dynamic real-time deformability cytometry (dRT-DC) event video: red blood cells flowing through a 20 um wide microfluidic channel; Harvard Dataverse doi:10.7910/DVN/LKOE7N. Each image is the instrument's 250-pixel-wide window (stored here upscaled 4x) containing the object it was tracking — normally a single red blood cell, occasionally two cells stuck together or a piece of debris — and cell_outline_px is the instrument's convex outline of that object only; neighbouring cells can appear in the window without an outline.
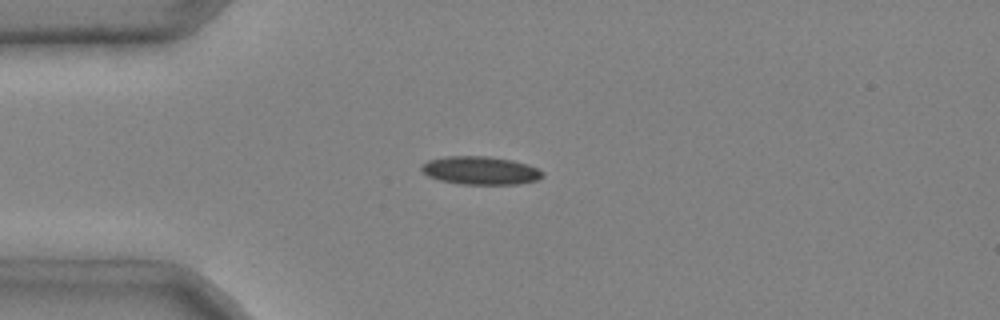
{"species": "common noctule bat (a hibernating species)", "species_latin": "Nyctalus noctula", "temperature_condition": "cold", "stored_images_in_passage": 3, "camera_frame_rate_fps": 3000, "um_per_image_px": 0.085, "animal": {"sex": "male", "body_mass_g": 20.4}, "frame": {"image": 1, "passage_image": 2, "time_ms": 0.333, "image_size_px": [1000, 320], "cell_outline_px": [[544, 176], [536, 180], [520, 184], [460, 184], [440, 180], [428, 176], [420, 168], [420, 164], [428, 160], [444, 156], [488, 156], [512, 160], [528, 164], [544, 172]], "centroid_in_image_um": [40.82, 14.48], "position_along_channel_um": 44.2, "area_um2": 20.0}}